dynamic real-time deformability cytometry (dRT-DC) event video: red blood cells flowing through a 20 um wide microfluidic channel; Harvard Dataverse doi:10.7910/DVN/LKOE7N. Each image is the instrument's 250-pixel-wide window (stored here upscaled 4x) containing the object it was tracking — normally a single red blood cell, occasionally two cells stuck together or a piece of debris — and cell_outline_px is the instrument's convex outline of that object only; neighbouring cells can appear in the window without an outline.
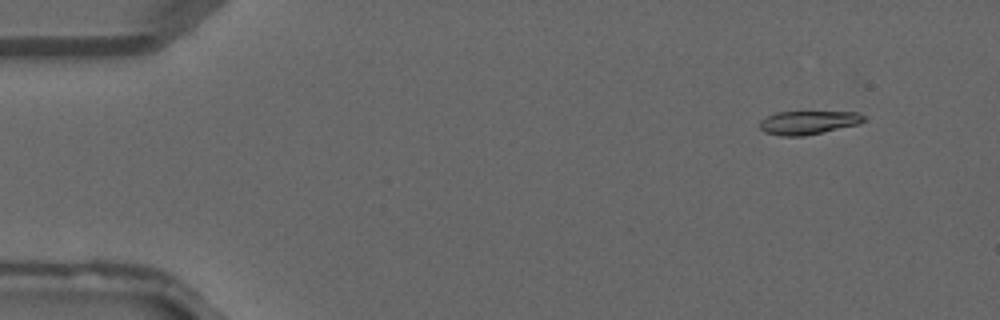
{"species": "common noctule bat (a hibernating species)", "species_latin": "Nyctalus noctula", "temperature_condition": "warm", "stored_images_in_passage": 38, "camera_frame_rate_fps": 3000, "um_per_image_px": 0.085, "animal": {"sex": "male", "forearm_length_mm": 52.5}, "frame": {"image": 1, "passage_image": 2, "time_ms": 0.333, "image_size_px": [1000, 320], "cell_outline_px": [[864, 120], [860, 124], [804, 136], [780, 136], [764, 132], [760, 128], [760, 120], [776, 112], [856, 112], [864, 116]], "centroid_in_image_um": [68.68, 10.42], "position_along_channel_um": 16.3, "area_um2": 14.22}}
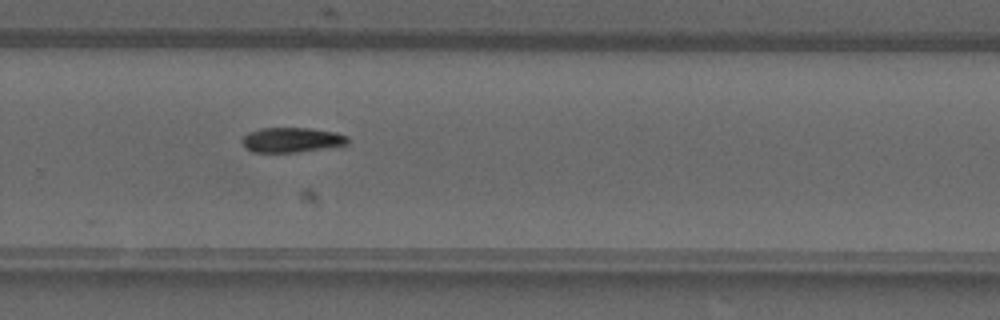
{"frame": {"image": 2, "passage_image": 25, "time_ms": 8.0, "image_size_px": [1000, 320], "cell_outline_px": [[348, 144], [296, 152], [252, 152], [244, 148], [240, 140], [248, 132], [260, 128], [312, 128], [336, 132], [348, 136]], "centroid_in_image_um": [24.75, 11.88], "position_along_channel_um": 305.1, "area_um2": 15.37}}
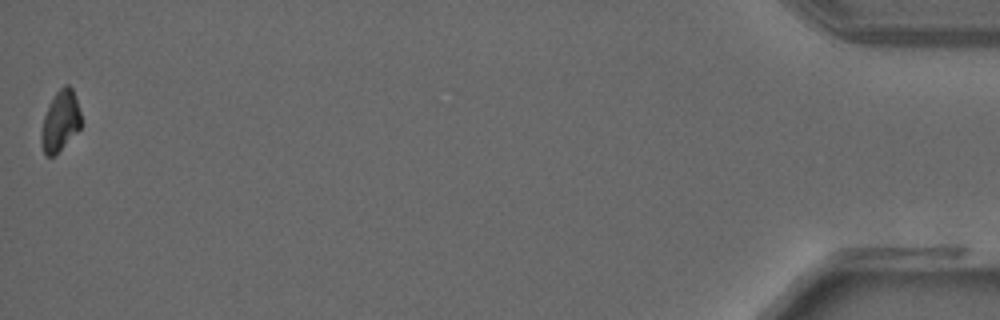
{"frame": {"image": 3, "passage_image": 38, "time_ms": 12.333, "image_size_px": [1000, 320], "cell_outline_px": [[80, 128], [52, 156], [48, 156], [44, 152], [40, 140], [40, 132], [44, 116], [56, 92], [64, 84], [68, 84], [72, 88], [80, 112]], "centroid_in_image_um": [5.1, 10.26], "position_along_channel_um": 430.1, "area_um2": 13.53}}